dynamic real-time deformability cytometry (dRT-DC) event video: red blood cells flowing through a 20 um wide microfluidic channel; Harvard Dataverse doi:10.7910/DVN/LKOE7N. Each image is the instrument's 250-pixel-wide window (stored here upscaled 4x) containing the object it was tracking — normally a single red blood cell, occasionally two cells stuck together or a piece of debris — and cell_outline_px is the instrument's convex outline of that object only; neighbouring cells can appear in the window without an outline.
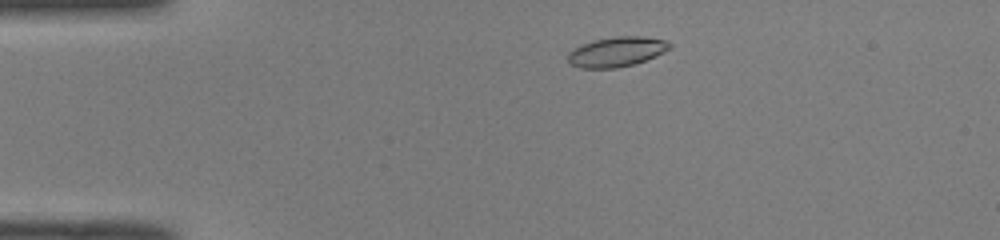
{"species": "common noctule bat (a hibernating species)", "species_latin": "Nyctalus noctula", "temperature_condition": "room temperature", "stored_images_in_passage": 44, "camera_frame_rate_fps": 3000, "um_per_image_px": 0.085, "animal": {"sex": "male", "body_mass_g": 19.0, "forearm_length_mm": 50.8}, "frame": {"image": 1, "passage_image": 4, "time_ms": 1.0, "image_size_px": [1000, 240], "cell_outline_px": [[672, 48], [656, 56], [632, 64], [616, 68], [580, 68], [572, 64], [568, 60], [568, 52], [580, 44], [592, 40], [616, 36], [644, 36], [668, 40], [672, 44]], "centroid_in_image_um": [52.44, 4.38], "position_along_channel_um": 32.6, "area_um2": 17.86}}
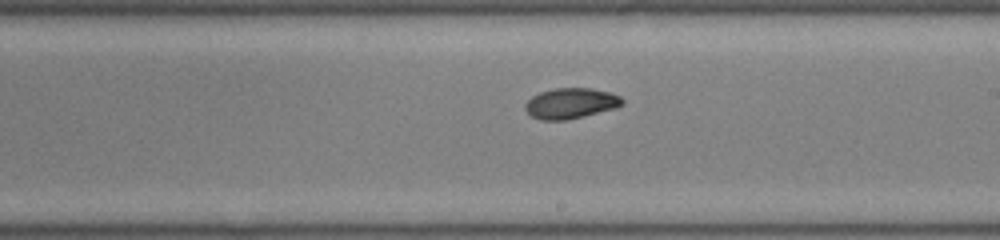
{"frame": {"image": 2, "passage_image": 23, "time_ms": 7.333, "image_size_px": [1000, 240], "cell_outline_px": [[624, 104], [616, 108], [564, 120], [540, 120], [532, 116], [524, 108], [524, 104], [532, 96], [540, 92], [556, 88], [592, 88], [608, 92], [620, 96], [624, 100]], "centroid_in_image_um": [48.51, 8.77], "position_along_channel_um": 240.5, "area_um2": 17.17}}
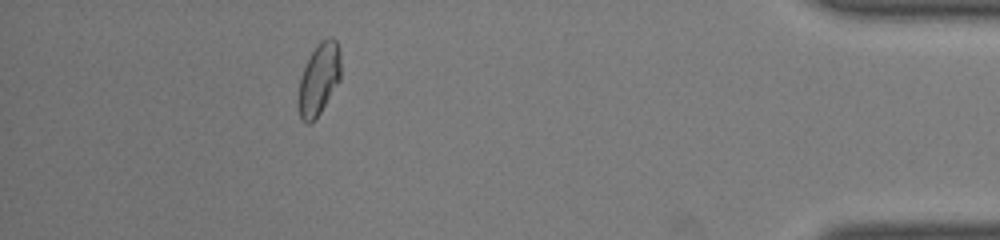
{"frame": {"image": 3, "passage_image": 39, "time_ms": 12.667, "image_size_px": [1000, 240], "cell_outline_px": [[340, 80], [320, 112], [308, 124], [300, 120], [296, 104], [296, 100], [300, 80], [304, 68], [316, 44], [320, 40], [328, 36], [332, 36], [336, 40], [340, 48]], "centroid_in_image_um": [27.09, 6.71], "position_along_channel_um": 408.1, "area_um2": 17.98}, "authors_computed_cell_mechanics": {"area_um2": 17.5134, "velocity_mm_per_s": 4.0792, "shape_relaxation_time_tau1_ms": null, "shape_relaxation_time_tau2_ms": 3.4635, "deformation_change_tau1": null, "deformation_change_tau2": 0.0589}}